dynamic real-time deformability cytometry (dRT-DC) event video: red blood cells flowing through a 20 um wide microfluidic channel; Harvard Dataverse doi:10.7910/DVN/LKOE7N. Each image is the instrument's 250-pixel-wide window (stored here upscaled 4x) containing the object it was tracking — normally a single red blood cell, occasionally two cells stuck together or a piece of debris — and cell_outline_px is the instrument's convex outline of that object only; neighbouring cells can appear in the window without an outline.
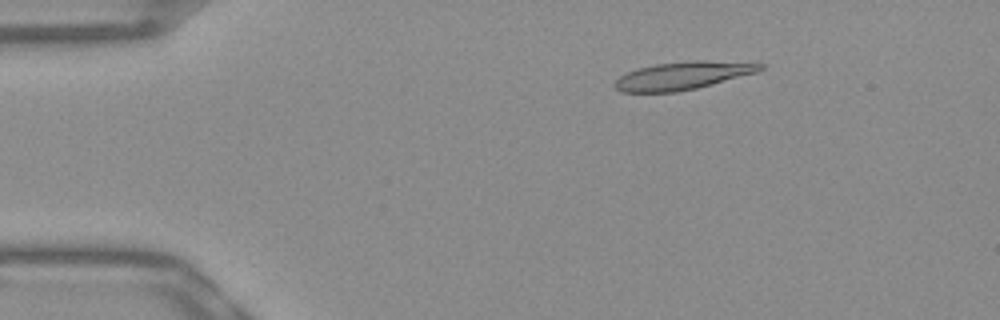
{"species": "Egyptian fruit bat (a non-hibernating species)", "species_latin": "Rousettus aegyptiacus", "temperature_condition": "warm", "stored_images_in_passage": 52, "camera_frame_rate_fps": 3000, "um_per_image_px": 0.085, "frame": {"image": 1, "passage_image": 8, "time_ms": 2.333, "image_size_px": [1000, 320], "cell_outline_px": [[764, 68], [756, 72], [696, 88], [676, 92], [620, 92], [612, 84], [620, 76], [636, 68], [656, 64], [692, 60], [704, 60], [764, 64]], "centroid_in_image_um": [57.97, 6.43], "position_along_channel_um": 27.0, "area_um2": 23.35}}
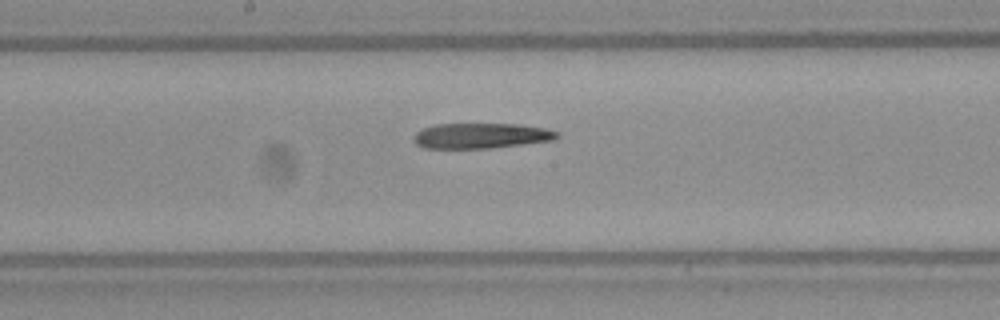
{"frame": {"image": 2, "passage_image": 27, "time_ms": 8.667, "image_size_px": [1000, 320], "cell_outline_px": [[560, 136], [556, 140], [488, 148], [424, 148], [416, 144], [412, 140], [412, 136], [416, 132], [424, 128], [436, 124], [520, 124], [548, 128], [560, 132]], "centroid_in_image_um": [40.93, 11.53], "position_along_channel_um": 207.3, "area_um2": 21.39}}
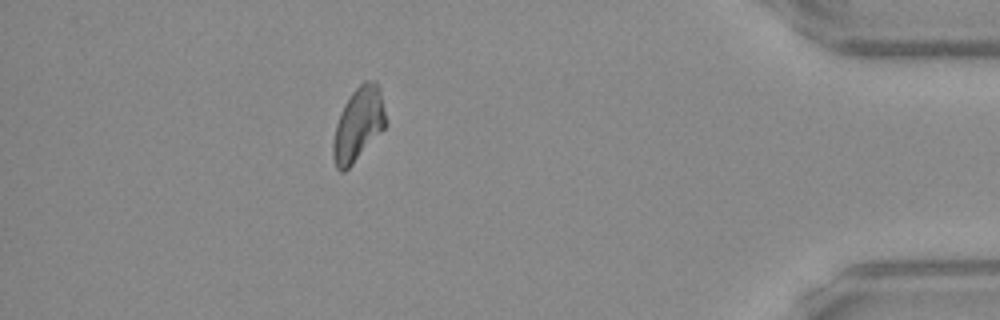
{"frame": {"image": 3, "passage_image": 46, "time_ms": 15.0, "image_size_px": [1000, 320], "cell_outline_px": [[388, 124], [352, 164], [344, 172], [340, 172], [336, 168], [332, 156], [332, 140], [336, 124], [340, 112], [344, 104], [352, 92], [364, 80], [376, 80], [380, 88], [388, 120]], "centroid_in_image_um": [30.47, 10.54], "position_along_channel_um": 404.7, "area_um2": 22.89}}